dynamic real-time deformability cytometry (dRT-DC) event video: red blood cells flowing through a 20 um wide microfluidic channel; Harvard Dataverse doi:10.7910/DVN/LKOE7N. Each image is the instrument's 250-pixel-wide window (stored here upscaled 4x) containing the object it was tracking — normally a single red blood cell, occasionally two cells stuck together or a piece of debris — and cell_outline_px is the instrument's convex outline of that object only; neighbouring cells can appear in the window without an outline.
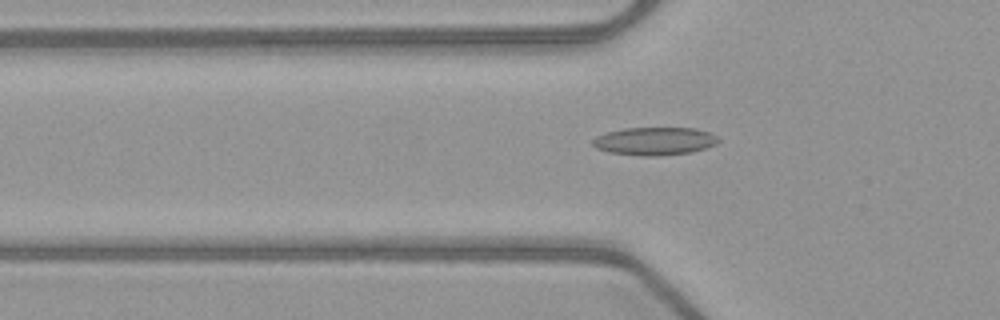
{"species": "common noctule bat (a hibernating species)", "species_latin": "Nyctalus noctula", "temperature_condition": "warm", "stored_images_in_passage": 36, "camera_frame_rate_fps": 3000, "um_per_image_px": 0.085, "animal": {"sex": "female", "body_mass_g": 21.9}, "frame": {"image": 1, "passage_image": 2, "time_ms": 0.333, "image_size_px": [1000, 320], "cell_outline_px": [[720, 140], [716, 144], [692, 152], [656, 156], [640, 156], [608, 152], [596, 148], [592, 144], [592, 140], [596, 136], [608, 132], [624, 128], [696, 128], [708, 132], [716, 136]], "centroid_in_image_um": [55.62, 12.0], "position_along_channel_um": 70.2, "area_um2": 20.46}}
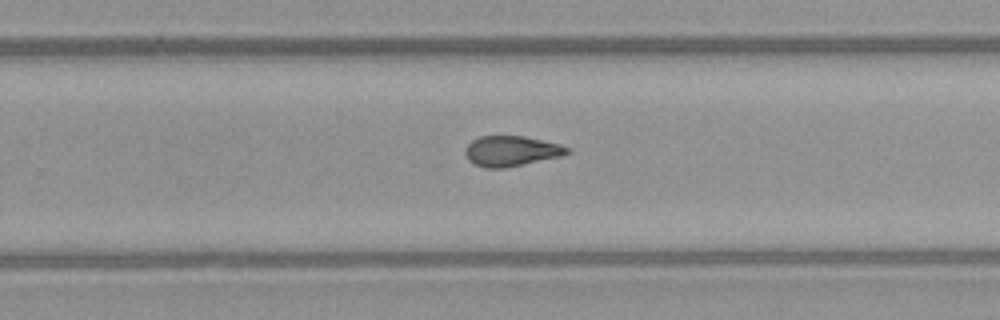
{"frame": {"image": 2, "passage_image": 18, "time_ms": 5.667, "image_size_px": [1000, 320], "cell_outline_px": [[568, 152], [560, 156], [524, 164], [504, 168], [484, 168], [468, 160], [464, 152], [464, 148], [472, 140], [480, 136], [524, 136], [560, 144], [568, 148]], "centroid_in_image_um": [43.4, 12.83], "position_along_channel_um": 286.4, "area_um2": 17.86}}
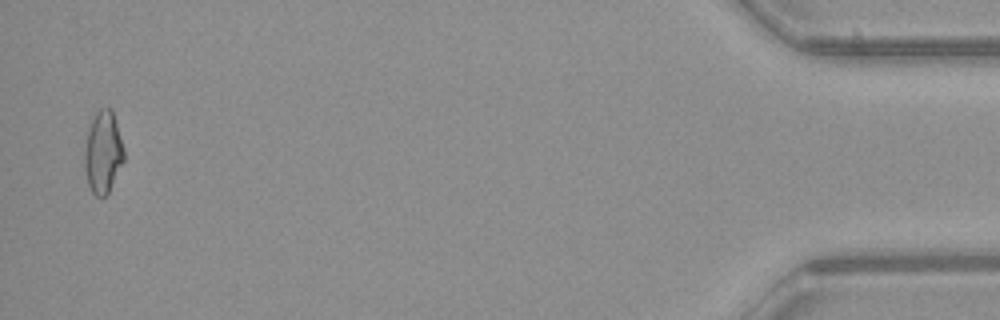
{"frame": {"image": 3, "passage_image": 35, "time_ms": 11.333, "image_size_px": [1000, 320], "cell_outline_px": [[124, 160], [108, 192], [104, 196], [96, 196], [92, 192], [88, 184], [84, 168], [84, 156], [88, 132], [92, 120], [96, 112], [100, 108], [112, 108], [124, 148]], "centroid_in_image_um": [8.76, 12.93], "position_along_channel_um": 426.4, "area_um2": 18.61}, "authors_computed_cell_mechanics": {"area_um2": 18.1781, "velocity_mm_per_s": 4.0314, "shape_relaxation_time_tau1_ms": null, "shape_relaxation_time_tau2_ms": 1.9666, "deformation_change_tau1": null, "deformation_change_tau2": 0.0901}}